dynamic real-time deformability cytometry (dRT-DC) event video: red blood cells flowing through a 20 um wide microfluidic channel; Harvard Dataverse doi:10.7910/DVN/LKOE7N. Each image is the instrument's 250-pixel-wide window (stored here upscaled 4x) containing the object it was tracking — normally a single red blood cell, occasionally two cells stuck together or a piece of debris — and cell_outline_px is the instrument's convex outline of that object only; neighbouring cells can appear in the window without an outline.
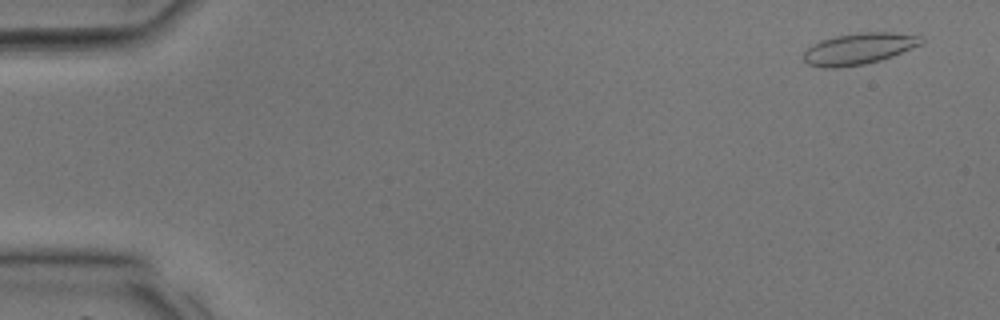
{"species": "common noctule bat (a hibernating species)", "species_latin": "Nyctalus noctula", "temperature_condition": "room temperature", "stored_images_in_passage": 35, "camera_frame_rate_fps": 3000, "um_per_image_px": 0.085, "animal": {"sex": "male", "body_mass_g": 17.9, "forearm_length_mm": 54.2}, "frame": {"image": 1, "passage_image": 2, "time_ms": 0.333, "image_size_px": [1000, 320], "cell_outline_px": [[924, 40], [920, 44], [892, 56], [880, 60], [864, 64], [836, 68], [824, 68], [808, 64], [804, 60], [804, 52], [812, 44], [820, 40], [836, 36], [860, 32], [892, 32], [924, 36]], "centroid_in_image_um": [72.99, 4.13], "position_along_channel_um": 12.0, "area_um2": 21.44}}
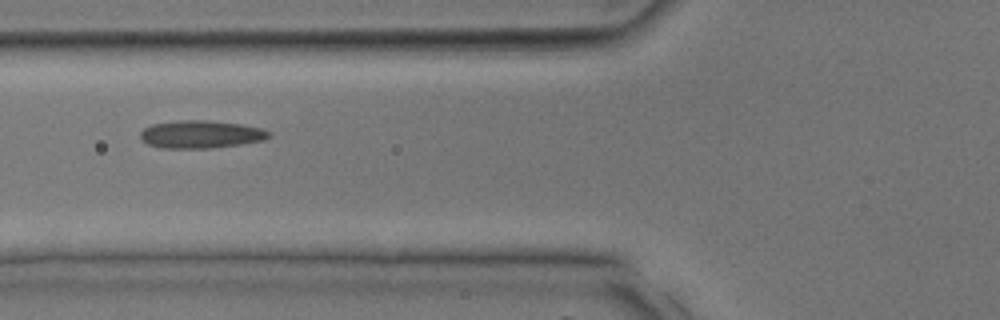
{"frame": {"image": 2, "passage_image": 14, "time_ms": 4.333, "image_size_px": [1000, 320], "cell_outline_px": [[272, 136], [264, 140], [240, 144], [208, 148], [160, 148], [148, 144], [140, 140], [140, 132], [144, 128], [152, 124], [180, 120], [204, 120], [244, 124], [260, 128], [268, 132]], "centroid_in_image_um": [17.04, 11.41], "position_along_channel_um": 108.8, "area_um2": 20.81}}
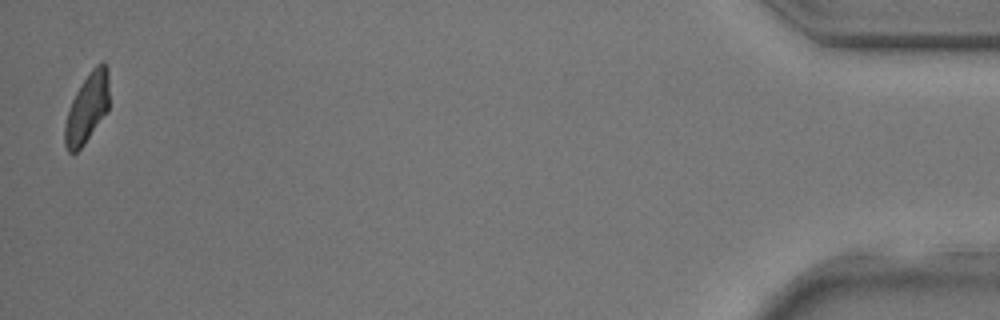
{"frame": {"image": 3, "passage_image": 35, "time_ms": 11.333, "image_size_px": [1000, 320], "cell_outline_px": [[108, 112], [84, 144], [76, 152], [68, 152], [64, 144], [64, 128], [68, 112], [72, 100], [76, 92], [88, 72], [96, 64], [104, 60], [108, 68]], "centroid_in_image_um": [7.42, 9.16], "position_along_channel_um": 427.8, "area_um2": 18.03}}